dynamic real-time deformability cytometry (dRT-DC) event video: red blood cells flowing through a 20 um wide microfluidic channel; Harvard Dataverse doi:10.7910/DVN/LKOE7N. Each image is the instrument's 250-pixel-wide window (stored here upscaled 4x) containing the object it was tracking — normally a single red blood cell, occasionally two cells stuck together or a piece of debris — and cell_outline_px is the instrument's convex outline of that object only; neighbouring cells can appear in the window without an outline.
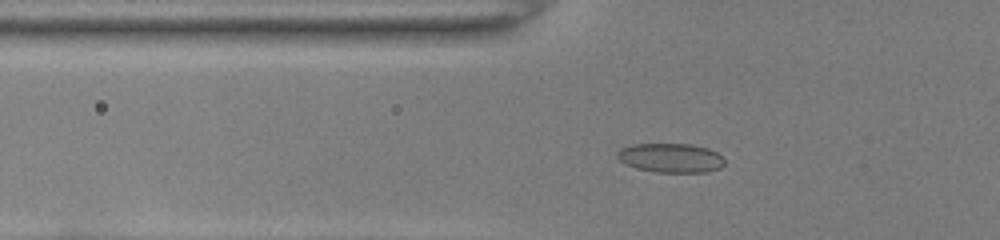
{"species": "common noctule bat (a hibernating species)", "species_latin": "Nyctalus noctula", "temperature_condition": "room temperature", "stored_images_in_passage": 25, "camera_frame_rate_fps": 3000, "um_per_image_px": 0.085, "animal": {"sex": "female", "body_mass_g": 22.0, "forearm_length_mm": 56.7}, "frame": {"image": 1, "passage_image": 2, "time_ms": 0.333, "image_size_px": [1000, 240], "cell_outline_px": [[724, 164], [720, 168], [704, 172], [656, 172], [636, 168], [620, 160], [616, 156], [616, 152], [620, 148], [632, 144], [692, 144], [708, 148], [724, 156]], "centroid_in_image_um": [57.02, 13.41], "position_along_channel_um": 68.8, "area_um2": 18.32}}
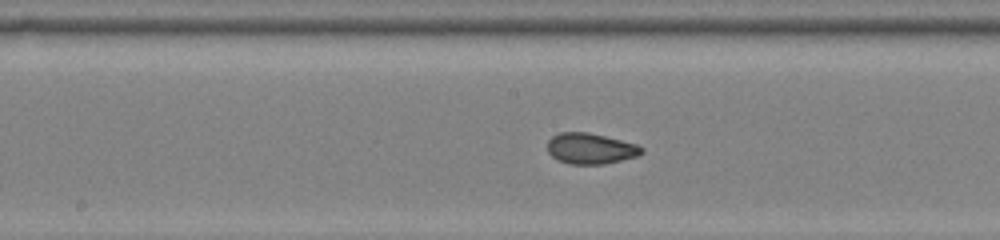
{"frame": {"image": 2, "passage_image": 12, "time_ms": 3.667, "image_size_px": [1000, 240], "cell_outline_px": [[644, 152], [636, 156], [604, 164], [572, 164], [560, 160], [552, 156], [548, 152], [548, 140], [552, 136], [560, 132], [588, 132], [636, 144]], "centroid_in_image_um": [50.16, 12.62], "position_along_channel_um": 198.0, "area_um2": 16.59}}
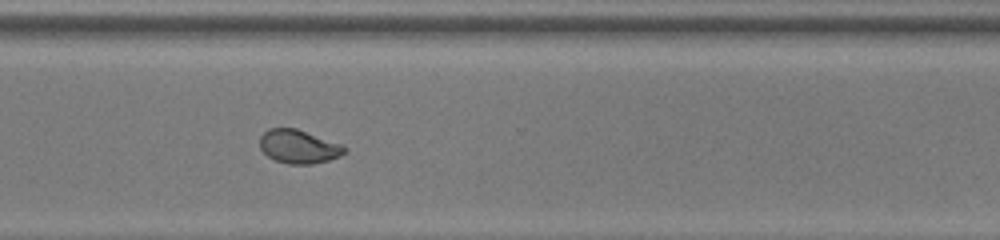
{"frame": {"image": 3, "passage_image": 23, "time_ms": 7.333, "image_size_px": [1000, 240], "cell_outline_px": [[348, 148], [340, 156], [328, 160], [312, 164], [288, 164], [276, 160], [268, 156], [260, 148], [260, 136], [268, 128], [296, 128], [340, 144]], "centroid_in_image_um": [25.37, 12.46], "position_along_channel_um": 345.2, "area_um2": 16.42}}